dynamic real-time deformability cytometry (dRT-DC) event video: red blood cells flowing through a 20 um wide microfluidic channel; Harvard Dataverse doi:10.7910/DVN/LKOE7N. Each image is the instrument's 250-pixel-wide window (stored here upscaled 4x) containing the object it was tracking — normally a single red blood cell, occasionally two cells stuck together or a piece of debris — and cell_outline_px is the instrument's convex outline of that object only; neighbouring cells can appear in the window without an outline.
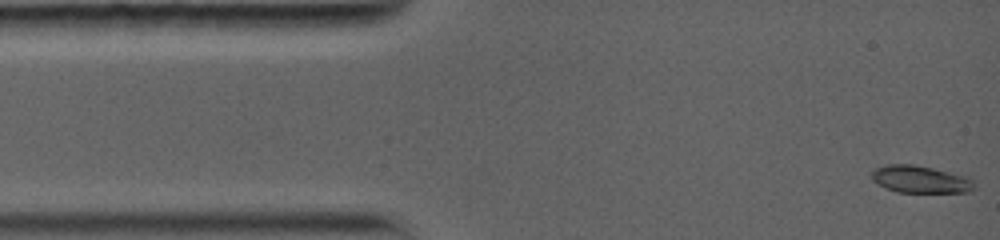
{"species": "common noctule bat (a hibernating species)", "species_latin": "Nyctalus noctula", "temperature_condition": "warm", "stored_images_in_passage": 67, "camera_frame_rate_fps": 5000, "um_per_image_px": 0.085, "animal": {"sex": "female", "body_mass_g": 19.0, "forearm_length_mm": 56.7}, "frame": {"image": 1, "passage_image": 1, "time_ms": 0.0, "image_size_px": [1000, 240], "cell_outline_px": [[976, 188], [968, 192], [896, 192], [872, 180], [872, 172], [876, 168], [888, 164], [912, 164], [932, 168], [964, 176], [972, 180]], "centroid_in_image_um": [78.23, 15.24], "position_along_channel_um": 6.8, "area_um2": 16.01}}
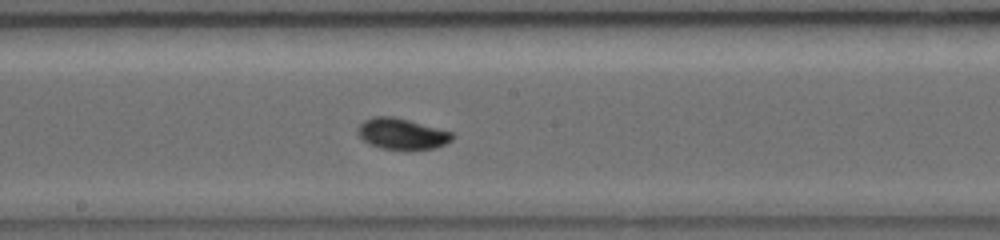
{"frame": {"image": 2, "passage_image": 38, "time_ms": 7.2, "image_size_px": [1000, 240], "cell_outline_px": [[456, 136], [452, 140], [436, 148], [408, 152], [380, 148], [368, 144], [356, 132], [356, 128], [364, 120], [372, 116], [392, 116], [408, 120], [452, 132]], "centroid_in_image_um": [34.15, 11.41], "position_along_channel_um": 214.0, "area_um2": 17.63}}
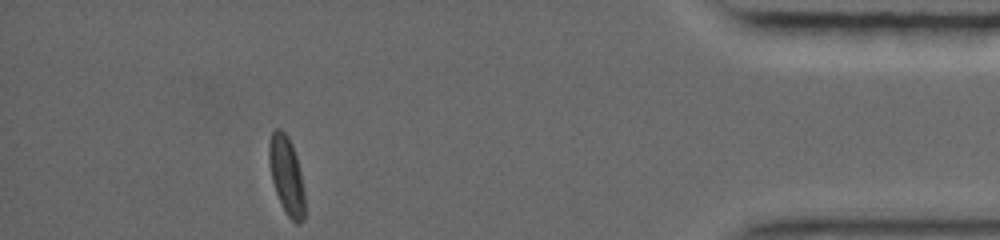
{"frame": {"image": 3, "passage_image": 67, "time_ms": 13.6, "image_size_px": [1000, 240], "cell_outline_px": [[304, 220], [300, 224], [296, 224], [288, 216], [276, 192], [272, 180], [268, 164], [268, 144], [272, 132], [276, 128], [280, 128], [288, 136], [292, 144], [296, 156], [300, 172], [304, 192]], "centroid_in_image_um": [24.34, 14.88], "position_along_channel_um": 410.9, "area_um2": 16.18}, "authors_computed_cell_mechanics": {"area_um2": 16.4152, "velocity_mm_per_s": 3.9323, "shape_relaxation_time_tau1_ms": 5.5038, "shape_relaxation_time_tau2_ms": null, "deformation_change_tau1": 0.1687, "deformation_change_tau2": null}}